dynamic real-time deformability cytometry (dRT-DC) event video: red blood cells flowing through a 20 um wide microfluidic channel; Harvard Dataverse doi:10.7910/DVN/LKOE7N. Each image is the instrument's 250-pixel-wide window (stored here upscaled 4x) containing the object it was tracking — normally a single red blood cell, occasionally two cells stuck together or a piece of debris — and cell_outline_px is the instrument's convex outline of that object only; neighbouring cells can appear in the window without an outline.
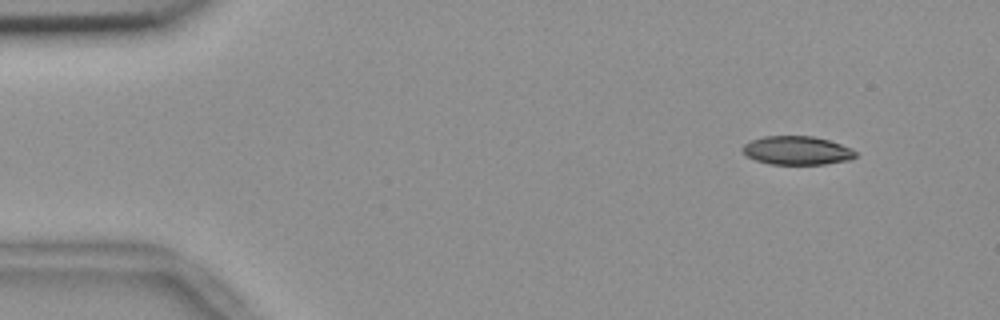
{"species": "common noctule bat (a hibernating species)", "species_latin": "Nyctalus noctula", "temperature_condition": "room temperature", "stored_images_in_passage": 51, "camera_frame_rate_fps": 3000, "um_per_image_px": 0.085, "animal": {"sex": "female", "body_mass_g": 18.4}, "frame": {"image": 1, "passage_image": 1, "time_ms": 0.0, "image_size_px": [1000, 320], "cell_outline_px": [[856, 156], [848, 160], [824, 164], [768, 164], [756, 160], [748, 156], [740, 148], [744, 144], [752, 140], [764, 136], [812, 136], [828, 140], [852, 148], [856, 152]], "centroid_in_image_um": [67.73, 12.79], "position_along_channel_um": 17.3, "area_um2": 18.73}}
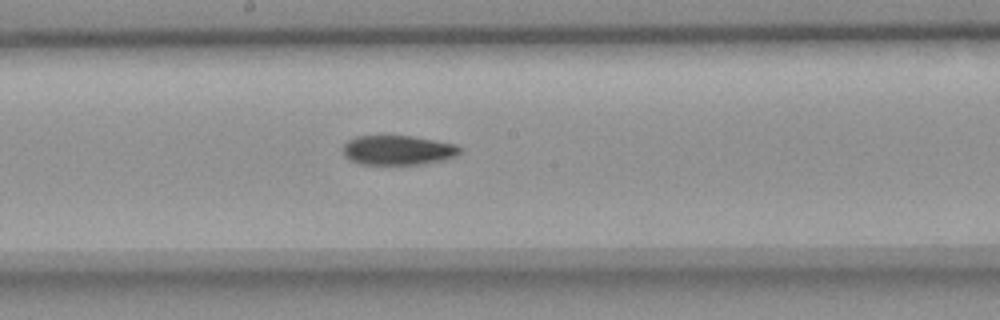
{"frame": {"image": 2, "passage_image": 25, "time_ms": 8.0, "image_size_px": [1000, 320], "cell_outline_px": [[460, 152], [456, 156], [444, 160], [424, 164], [360, 164], [344, 156], [340, 148], [348, 140], [356, 136], [412, 136], [456, 144], [460, 148]], "centroid_in_image_um": [33.8, 12.76], "position_along_channel_um": 214.4, "area_um2": 20.23}}
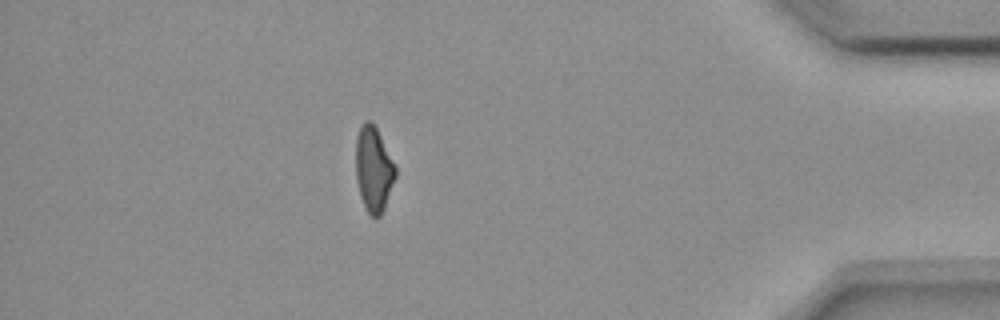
{"frame": {"image": 3, "passage_image": 44, "time_ms": 14.333, "image_size_px": [1000, 320], "cell_outline_px": [[396, 176], [384, 208], [380, 216], [372, 216], [368, 212], [360, 196], [356, 180], [356, 136], [360, 124], [364, 120], [368, 120], [376, 128], [396, 168]], "centroid_in_image_um": [31.73, 14.36], "position_along_channel_um": 403.5, "area_um2": 19.36}}